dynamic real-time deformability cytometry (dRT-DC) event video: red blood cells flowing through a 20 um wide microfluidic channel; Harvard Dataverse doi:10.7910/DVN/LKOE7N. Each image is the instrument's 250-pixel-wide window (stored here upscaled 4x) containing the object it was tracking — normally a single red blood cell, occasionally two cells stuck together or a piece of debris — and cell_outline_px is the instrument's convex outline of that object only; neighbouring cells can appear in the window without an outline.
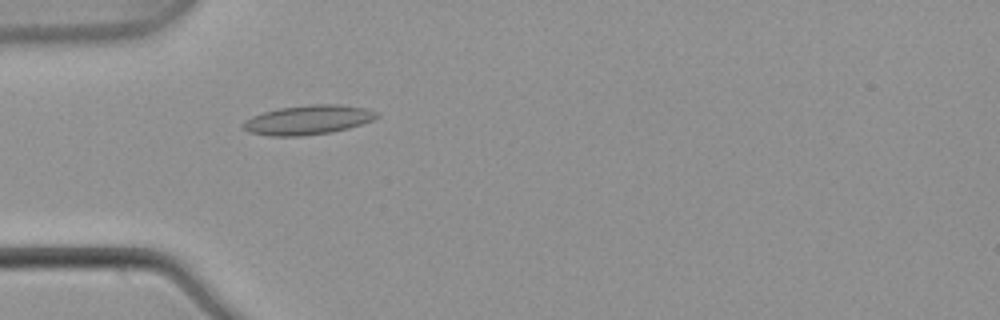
{"species": "common noctule bat (a hibernating species)", "species_latin": "Nyctalus noctula", "temperature_condition": "warm", "stored_images_in_passage": 1, "camera_frame_rate_fps": 3000, "um_per_image_px": 0.085, "animal": {"sex": "male", "body_mass_g": 21.5, "forearm_length_mm": 52.0}, "frame": {"image": 1, "passage_image": 1, "time_ms": 0.0, "image_size_px": [1000, 320], "cell_outline_px": [[380, 116], [372, 120], [348, 128], [332, 132], [300, 136], [272, 136], [248, 132], [240, 128], [240, 124], [244, 120], [252, 116], [264, 112], [280, 108], [308, 104], [340, 104], [364, 108], [376, 112]], "centroid_in_image_um": [26.12, 10.19], "position_along_channel_um": 58.9, "area_um2": 22.95}}